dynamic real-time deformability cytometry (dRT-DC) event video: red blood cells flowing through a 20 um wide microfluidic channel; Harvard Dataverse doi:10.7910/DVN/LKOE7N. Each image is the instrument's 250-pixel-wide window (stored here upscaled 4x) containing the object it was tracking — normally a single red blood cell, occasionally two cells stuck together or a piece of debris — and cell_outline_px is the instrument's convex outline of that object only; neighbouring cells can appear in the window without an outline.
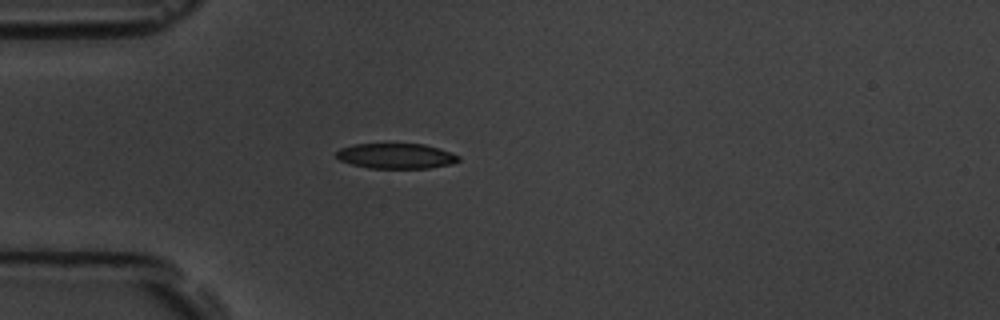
{"species": "common noctule bat (a hibernating species)", "species_latin": "Nyctalus noctula", "temperature_condition": "room temperature", "stored_images_in_passage": 2, "camera_frame_rate_fps": 3000, "um_per_image_px": 0.085, "animal": {"sex": "male", "body_mass_g": 19.5, "forearm_length_mm": 54.6}, "frame": {"image": 1, "passage_image": 1, "time_ms": 0.0, "image_size_px": [1000, 320], "cell_outline_px": [[460, 160], [452, 164], [428, 168], [368, 168], [352, 164], [340, 160], [336, 156], [336, 152], [340, 148], [356, 144], [424, 144], [440, 148], [452, 152], [460, 156]], "centroid_in_image_um": [33.7, 13.26], "position_along_channel_um": 51.3, "area_um2": 18.03}}